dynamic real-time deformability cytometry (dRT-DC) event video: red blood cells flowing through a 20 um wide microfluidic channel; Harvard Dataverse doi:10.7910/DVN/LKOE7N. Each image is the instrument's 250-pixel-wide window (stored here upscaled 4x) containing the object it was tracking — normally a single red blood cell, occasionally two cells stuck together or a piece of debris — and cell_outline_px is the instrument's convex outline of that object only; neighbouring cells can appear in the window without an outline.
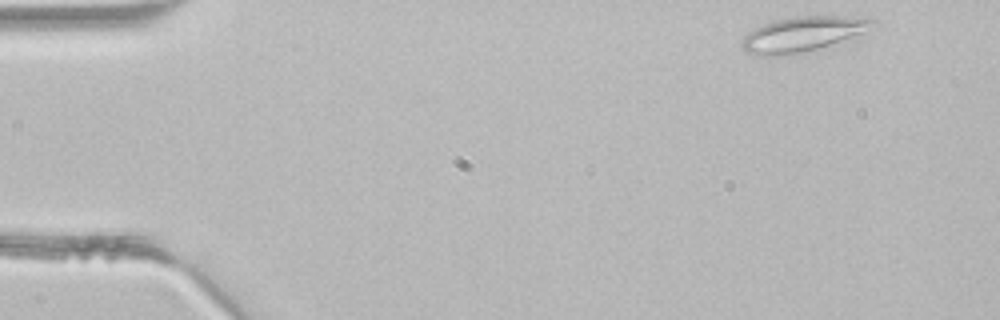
{"species": "common noctule bat (a hibernating species)", "species_latin": "Nyctalus noctula", "temperature_condition": "room temperature", "stored_images_in_passage": 3, "camera_frame_rate_fps": 3000, "um_per_image_px": 0.085, "animal": {"sex": "male", "body_mass_g": 21.5, "forearm_length_mm": 52.0}, "frame": {"image": 1, "passage_image": 1, "time_ms": 0.0, "image_size_px": [1000, 320], "cell_outline_px": [[880, 24], [864, 32], [816, 48], [800, 52], [776, 56], [764, 56], [744, 52], [740, 48], [740, 40], [748, 32], [764, 24], [776, 20], [800, 16], [840, 16], [880, 20]], "centroid_in_image_um": [68.19, 2.89], "position_along_channel_um": 16.8, "area_um2": 26.18}}